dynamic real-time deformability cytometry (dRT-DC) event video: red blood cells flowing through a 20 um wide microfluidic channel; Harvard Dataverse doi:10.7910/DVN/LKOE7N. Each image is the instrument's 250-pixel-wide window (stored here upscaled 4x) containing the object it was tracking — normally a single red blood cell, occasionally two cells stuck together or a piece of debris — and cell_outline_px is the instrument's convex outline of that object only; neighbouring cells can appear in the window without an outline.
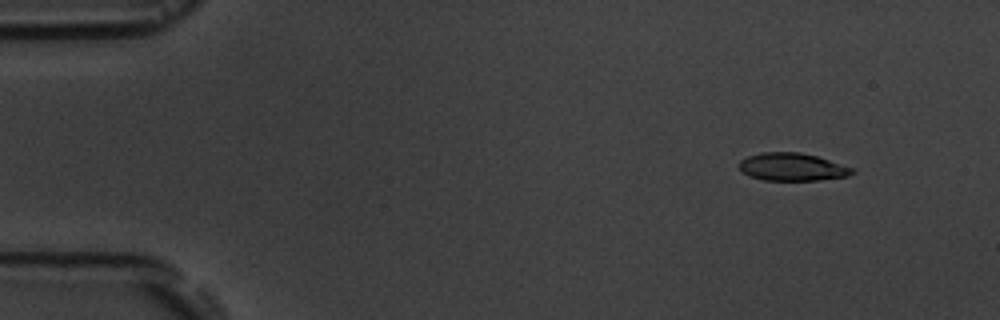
{"species": "common noctule bat (a hibernating species)", "species_latin": "Nyctalus noctula", "temperature_condition": "room temperature", "stored_images_in_passage": 6, "camera_frame_rate_fps": 3000, "um_per_image_px": 0.085, "animal": {"sex": "male", "body_mass_g": 19.5, "forearm_length_mm": 54.6}, "frame": {"image": 1, "passage_image": 2, "time_ms": 1.0, "image_size_px": [1000, 320], "cell_outline_px": [[856, 172], [848, 176], [820, 180], [764, 180], [748, 176], [740, 172], [740, 160], [748, 156], [760, 152], [800, 152], [816, 156], [856, 168]], "centroid_in_image_um": [67.35, 14.19], "position_along_channel_um": 17.6, "area_um2": 18.5}}
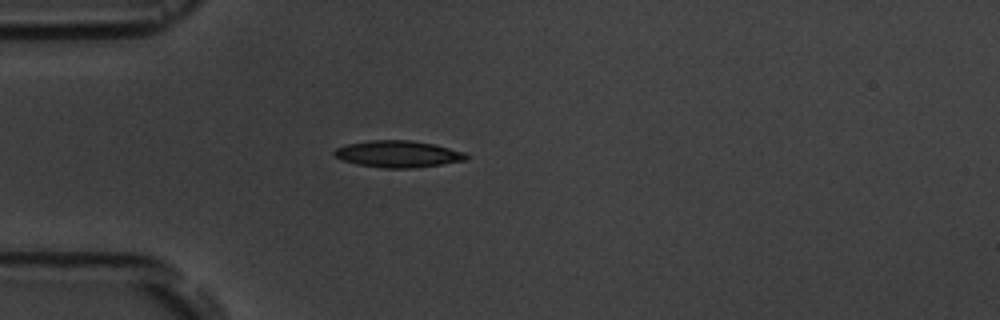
{"frame": {"image": 2, "passage_image": 4, "time_ms": 4.333, "image_size_px": [1000, 320], "cell_outline_px": [[468, 156], [464, 160], [440, 164], [412, 168], [384, 168], [356, 164], [344, 160], [336, 156], [332, 152], [336, 148], [344, 144], [368, 140], [412, 140], [436, 144], [464, 152]], "centroid_in_image_um": [33.8, 13.07], "position_along_channel_um": 51.2, "area_um2": 20.52}}
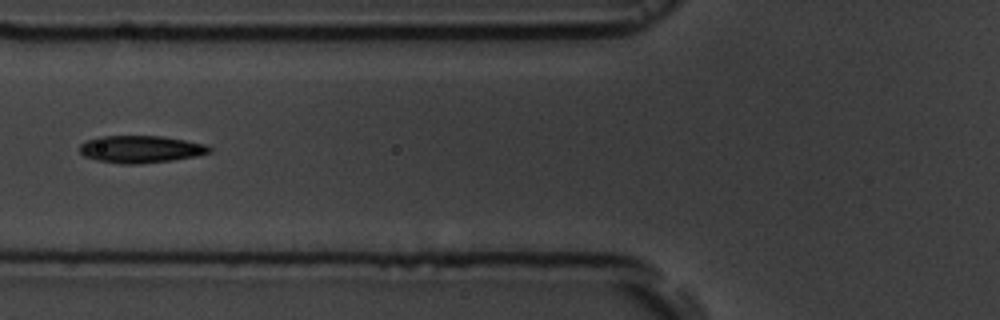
{"frame": {"image": 3, "passage_image": 6, "time_ms": 6.333, "image_size_px": [1000, 320], "cell_outline_px": [[212, 152], [196, 156], [172, 160], [140, 164], [120, 164], [96, 160], [84, 156], [80, 152], [80, 144], [88, 140], [100, 136], [160, 136], [208, 144], [212, 148]], "centroid_in_image_um": [11.98, 12.68], "position_along_channel_um": 113.8, "area_um2": 20.69}}